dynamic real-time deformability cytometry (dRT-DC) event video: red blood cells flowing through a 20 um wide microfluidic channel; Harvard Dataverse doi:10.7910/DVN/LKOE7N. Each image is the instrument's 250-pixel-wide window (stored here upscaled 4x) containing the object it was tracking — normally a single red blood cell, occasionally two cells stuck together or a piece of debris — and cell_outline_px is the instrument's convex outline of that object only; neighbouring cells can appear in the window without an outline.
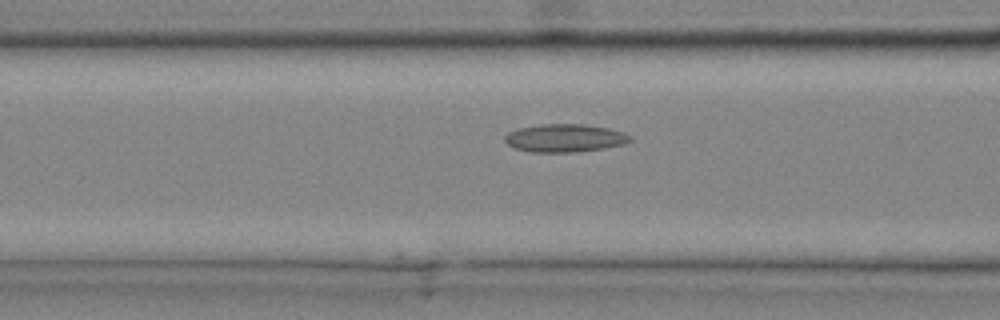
{"species": "common noctule bat (a hibernating species)", "species_latin": "Nyctalus noctula", "temperature_condition": "cold", "stored_images_in_passage": 36, "camera_frame_rate_fps": 3000, "um_per_image_px": 0.085, "animal": {"sex": "male", "body_mass_g": 20.4}, "frame": {"image": 1, "passage_image": 16, "time_ms": 5.0, "image_size_px": [1000, 320], "cell_outline_px": [[632, 140], [624, 144], [604, 148], [576, 152], [532, 152], [516, 148], [508, 144], [504, 140], [504, 136], [508, 132], [516, 128], [544, 124], [584, 124], [608, 128], [624, 132], [632, 136]], "centroid_in_image_um": [48.02, 11.73], "position_along_channel_um": 118.6, "area_um2": 20.52}}